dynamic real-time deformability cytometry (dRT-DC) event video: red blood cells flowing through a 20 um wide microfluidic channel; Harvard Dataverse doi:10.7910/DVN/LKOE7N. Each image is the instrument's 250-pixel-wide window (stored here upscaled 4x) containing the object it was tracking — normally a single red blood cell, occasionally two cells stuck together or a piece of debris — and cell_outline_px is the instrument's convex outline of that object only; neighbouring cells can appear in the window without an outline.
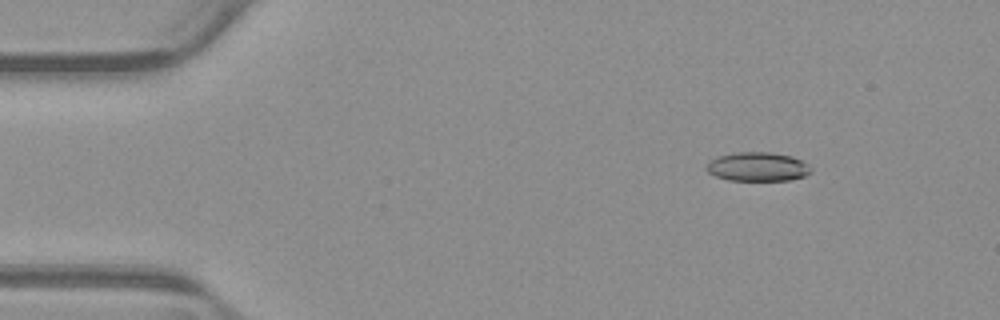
{"species": "common noctule bat (a hibernating species)", "species_latin": "Nyctalus noctula", "temperature_condition": "warm", "stored_images_in_passage": 54, "camera_frame_rate_fps": 3000, "um_per_image_px": 0.085, "animal": {"sex": "male", "body_mass_g": 23.1, "forearm_length_mm": 52.7}, "frame": {"image": 1, "passage_image": 7, "time_ms": 2.0, "image_size_px": [1000, 320], "cell_outline_px": [[812, 172], [804, 176], [788, 180], [728, 180], [716, 176], [708, 172], [704, 168], [708, 160], [716, 156], [736, 152], [772, 152], [792, 156], [808, 164], [812, 168]], "centroid_in_image_um": [64.36, 14.16], "position_along_channel_um": 20.6, "area_um2": 17.86}}
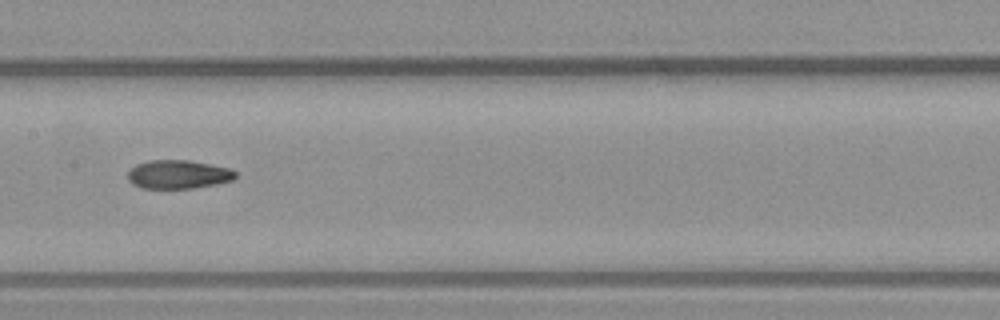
{"frame": {"image": 2, "passage_image": 27, "time_ms": 8.667, "image_size_px": [1000, 320], "cell_outline_px": [[236, 176], [232, 180], [216, 184], [192, 188], [140, 188], [132, 184], [128, 180], [128, 172], [136, 164], [148, 160], [188, 160], [228, 168], [236, 172]], "centroid_in_image_um": [15.11, 14.82], "position_along_channel_um": 192.3, "area_um2": 17.86}}
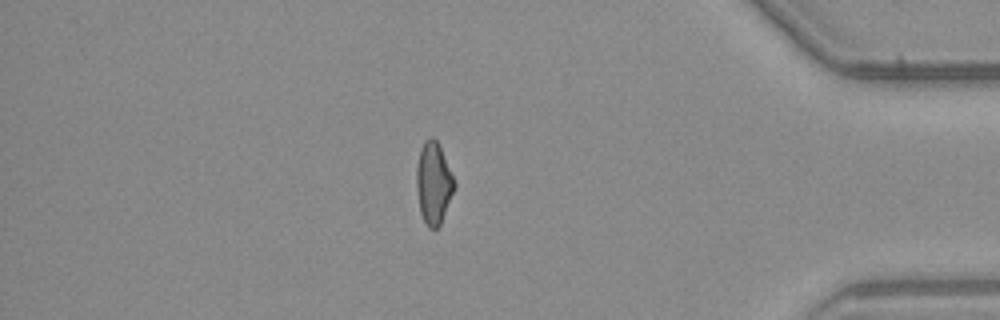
{"frame": {"image": 3, "passage_image": 46, "time_ms": 15.0, "image_size_px": [1000, 320], "cell_outline_px": [[456, 184], [440, 224], [436, 228], [428, 228], [420, 212], [416, 188], [416, 168], [420, 148], [424, 140], [428, 136], [432, 136], [436, 140], [440, 148]], "centroid_in_image_um": [36.82, 15.54], "position_along_channel_um": 398.4, "area_um2": 17.8}, "authors_computed_cell_mechanics": {"area_um2": 17.9758, "velocity_mm_per_s": 3.8688, "shape_relaxation_time_tau1_ms": 7.0283, "shape_relaxation_time_tau2_ms": 3.267, "deformation_change_tau1": 0.1811, "deformation_change_tau2": 0.101}}